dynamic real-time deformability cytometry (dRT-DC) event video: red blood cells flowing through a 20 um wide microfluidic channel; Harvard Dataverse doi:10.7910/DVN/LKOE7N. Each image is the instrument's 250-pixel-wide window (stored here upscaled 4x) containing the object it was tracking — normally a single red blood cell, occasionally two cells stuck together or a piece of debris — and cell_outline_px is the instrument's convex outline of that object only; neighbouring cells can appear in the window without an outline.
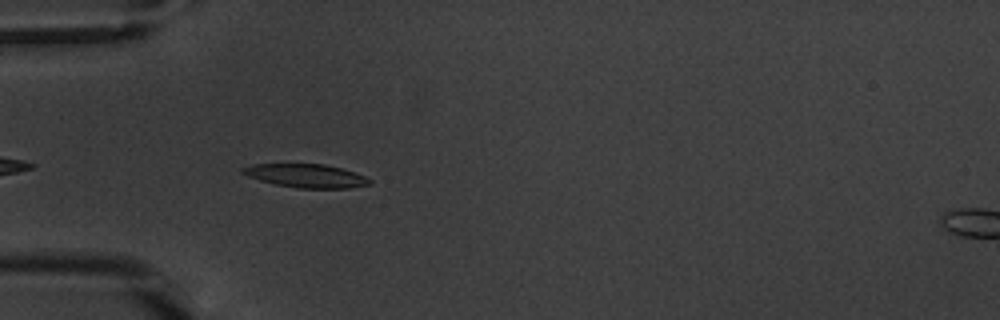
{"species": "common noctule bat (a hibernating species)", "species_latin": "Nyctalus noctula", "temperature_condition": "warm", "stored_images_in_passage": 8, "camera_frame_rate_fps": 3000, "um_per_image_px": 0.085, "animal": {"sex": "male", "body_mass_g": 20.1, "forearm_length_mm": 53.5}, "frame": {"image": 1, "passage_image": 3, "time_ms": 0.667, "image_size_px": [1000, 320], "cell_outline_px": [[372, 184], [348, 188], [296, 188], [276, 184], [260, 180], [248, 176], [240, 172], [240, 168], [252, 164], [324, 164], [340, 168], [364, 176], [372, 180]], "centroid_in_image_um": [25.99, 14.94], "position_along_channel_um": 59.0, "area_um2": 17.28}}